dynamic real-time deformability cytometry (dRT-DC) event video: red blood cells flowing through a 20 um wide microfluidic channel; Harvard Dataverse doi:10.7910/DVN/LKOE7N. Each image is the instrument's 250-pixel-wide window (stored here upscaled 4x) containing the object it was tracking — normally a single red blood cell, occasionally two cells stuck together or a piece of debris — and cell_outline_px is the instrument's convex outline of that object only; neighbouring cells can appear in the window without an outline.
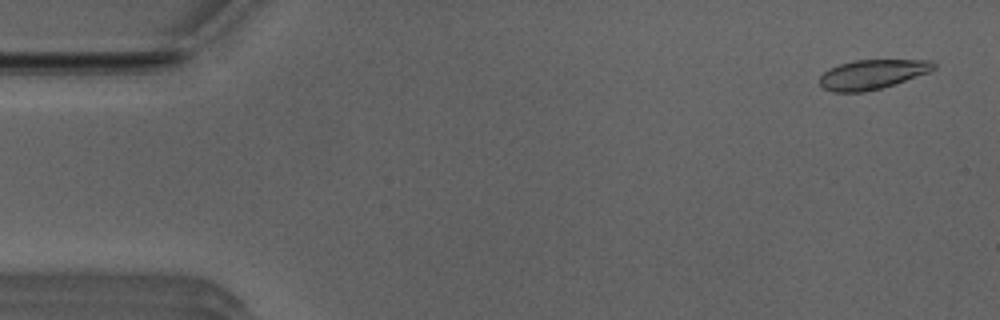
{"species": "Egyptian fruit bat (a non-hibernating species)", "species_latin": "Rousettus aegyptiacus", "temperature_condition": "room temperature", "stored_images_in_passage": 50, "camera_frame_rate_fps": 3000, "um_per_image_px": 0.085, "animal": {"sex": "male"}, "frame": {"image": 1, "passage_image": 1, "time_ms": 0.0, "image_size_px": [1000, 320], "cell_outline_px": [[936, 68], [928, 72], [880, 88], [864, 92], [832, 92], [824, 88], [820, 84], [820, 76], [824, 72], [840, 64], [852, 60], [932, 60], [936, 64]], "centroid_in_image_um": [74.13, 6.31], "position_along_channel_um": 10.9, "area_um2": 19.31}}
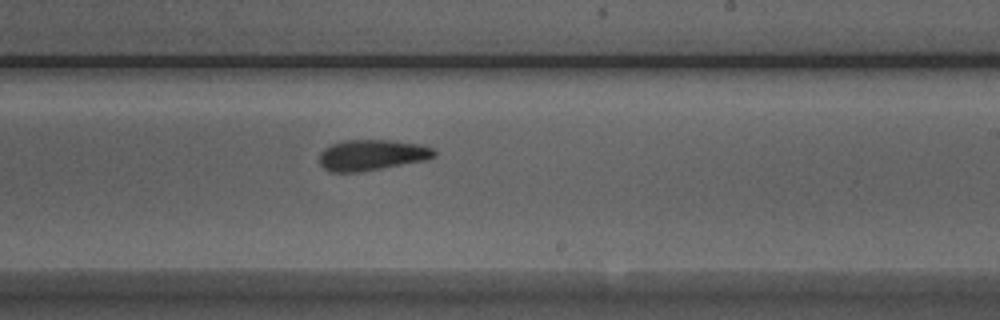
{"frame": {"image": 2, "passage_image": 29, "time_ms": 9.333, "image_size_px": [1000, 320], "cell_outline_px": [[436, 156], [424, 160], [360, 172], [332, 172], [324, 168], [320, 164], [320, 152], [324, 148], [332, 144], [344, 140], [392, 140], [420, 144], [432, 148], [436, 152]], "centroid_in_image_um": [31.59, 13.17], "position_along_channel_um": 257.4, "area_um2": 20.52}}
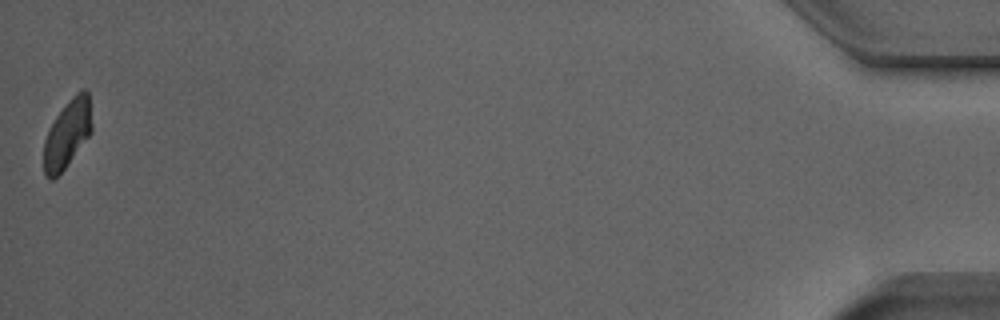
{"frame": {"image": 3, "passage_image": 50, "time_ms": 16.333, "image_size_px": [1000, 320], "cell_outline_px": [[92, 132], [64, 168], [52, 180], [48, 180], [44, 176], [44, 140], [48, 128], [56, 116], [68, 100], [76, 92], [84, 88], [88, 92], [92, 124]], "centroid_in_image_um": [5.71, 11.36], "position_along_channel_um": 429.5, "area_um2": 19.02}, "authors_computed_cell_mechanics": {"area_um2": 20.5479, "velocity_mm_per_s": 3.9409, "shape_relaxation_time_tau1_ms": 4.6879, "shape_relaxation_time_tau2_ms": 1.1875, "deformation_change_tau1": 0.1482, "deformation_change_tau2": 0.0883}}